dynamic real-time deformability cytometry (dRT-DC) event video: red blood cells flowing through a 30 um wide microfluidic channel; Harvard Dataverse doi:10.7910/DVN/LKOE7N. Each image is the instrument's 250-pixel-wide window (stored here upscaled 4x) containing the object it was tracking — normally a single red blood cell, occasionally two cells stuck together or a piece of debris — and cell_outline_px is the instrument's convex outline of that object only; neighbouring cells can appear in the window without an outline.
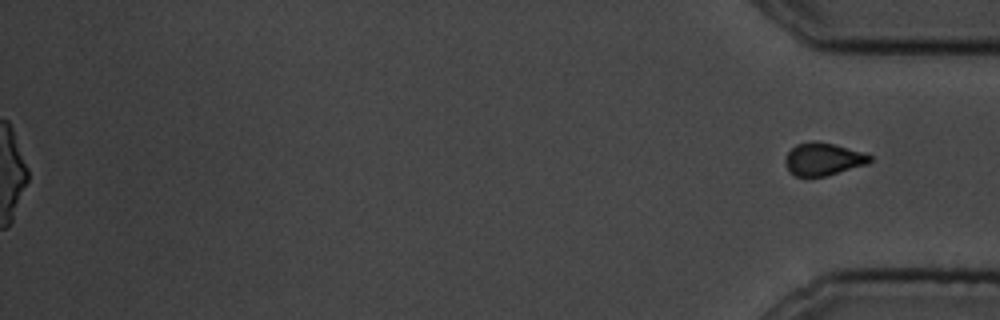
{"species": "common noctule bat (a hibernating species)", "species_latin": "Nyctalus noctula", "temperature_condition": "cold", "stored_images_in_passage": 61, "segment_of_instrument_passage": [2, 2], "camera_frame_rate_fps": 3000, "um_per_image_px": 0.085, "animal": {"sex": "male", "body_mass_g": 19.5, "forearm_length_mm": 54.6}, "frame": {"image": 1, "passage_image": 61, "time_ms": 20.0, "image_size_px": [1000, 320], "cell_outline_px": [[872, 160], [868, 164], [824, 176], [796, 176], [788, 172], [784, 164], [784, 160], [788, 152], [796, 144], [812, 140], [832, 144], [860, 152], [872, 156]], "centroid_in_image_um": [69.92, 13.53], "position_along_channel_um": 365.3, "area_um2": 15.95}}